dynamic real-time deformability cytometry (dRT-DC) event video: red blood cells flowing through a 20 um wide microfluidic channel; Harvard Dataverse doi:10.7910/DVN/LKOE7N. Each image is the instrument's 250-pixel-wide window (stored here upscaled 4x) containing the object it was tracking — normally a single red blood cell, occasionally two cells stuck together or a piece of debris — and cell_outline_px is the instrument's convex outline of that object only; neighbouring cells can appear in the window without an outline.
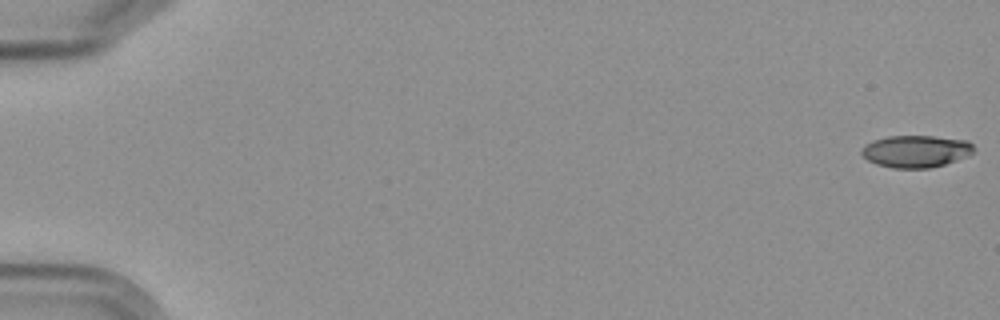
{"species": "Egyptian fruit bat (a non-hibernating species)", "species_latin": "Rousettus aegyptiacus", "temperature_condition": "cold", "stored_images_in_passage": 6, "camera_frame_rate_fps": 3000, "um_per_image_px": 0.085, "frame": {"image": 1, "passage_image": 1, "time_ms": 0.0, "image_size_px": [1000, 320], "cell_outline_px": [[972, 152], [968, 156], [944, 164], [928, 168], [892, 168], [876, 164], [868, 160], [860, 152], [872, 140], [888, 136], [932, 136], [968, 140], [972, 144]], "centroid_in_image_um": [77.85, 12.86], "position_along_channel_um": 7.2, "area_um2": 20.81}}
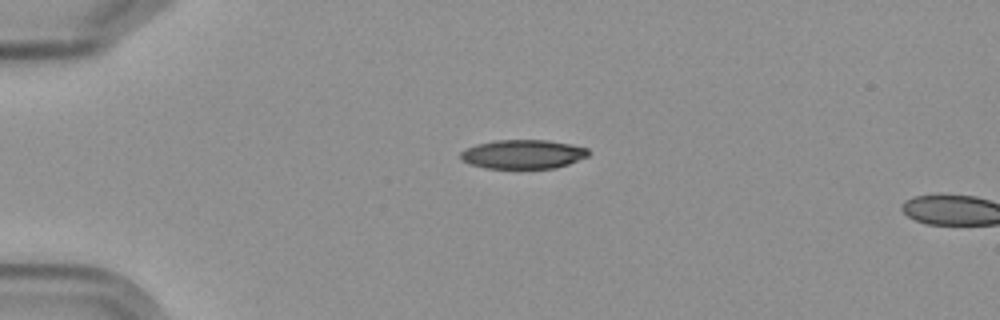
{"frame": {"image": 2, "passage_image": 5, "time_ms": 4.667, "image_size_px": [1000, 320], "cell_outline_px": [[592, 152], [588, 156], [568, 164], [556, 168], [484, 168], [468, 164], [460, 160], [460, 152], [476, 144], [496, 140], [548, 140], [572, 144], [588, 148]], "centroid_in_image_um": [44.46, 13.11], "position_along_channel_um": 40.5, "area_um2": 21.85}}